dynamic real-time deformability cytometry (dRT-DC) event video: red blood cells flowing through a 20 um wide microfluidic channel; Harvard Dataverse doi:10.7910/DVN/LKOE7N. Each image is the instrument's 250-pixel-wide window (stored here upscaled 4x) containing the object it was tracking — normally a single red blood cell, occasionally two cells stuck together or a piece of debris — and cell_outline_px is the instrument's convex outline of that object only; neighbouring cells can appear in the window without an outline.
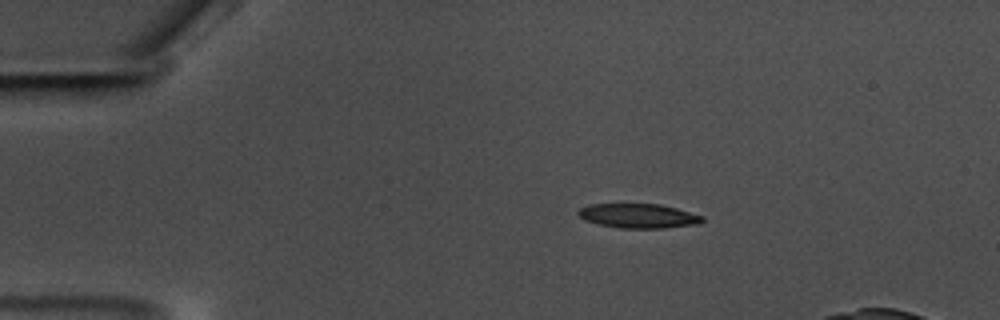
{"species": "common noctule bat (a hibernating species)", "species_latin": "Nyctalus noctula", "temperature_condition": "warm", "stored_images_in_passage": 54, "camera_frame_rate_fps": 3000, "um_per_image_px": 0.085, "animal": {"sex": "male", "body_mass_g": 17.5, "forearm_length_mm": 52.3}, "frame": {"image": 1, "passage_image": 11, "time_ms": 3.333, "image_size_px": [1000, 320], "cell_outline_px": [[704, 220], [700, 224], [664, 228], [620, 228], [600, 224], [584, 220], [576, 212], [580, 208], [588, 204], [660, 204], [676, 208], [704, 216]], "centroid_in_image_um": [54.28, 18.35], "position_along_channel_um": 30.7, "area_um2": 17.69}}
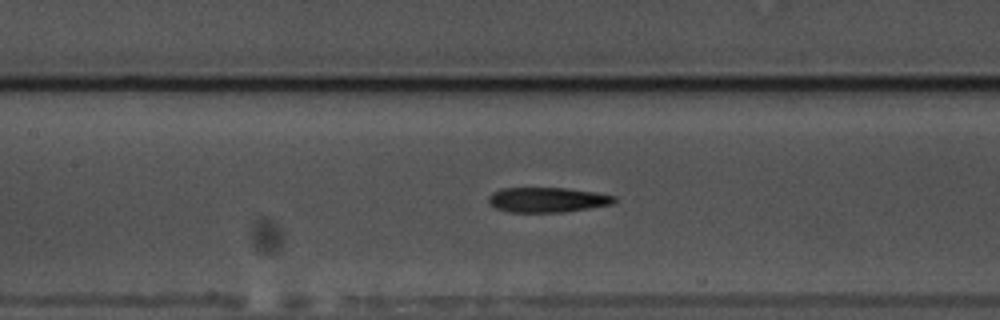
{"frame": {"image": 2, "passage_image": 27, "time_ms": 8.667, "image_size_px": [1000, 320], "cell_outline_px": [[616, 200], [612, 204], [564, 212], [508, 212], [492, 208], [488, 204], [488, 196], [492, 192], [500, 188], [568, 188], [596, 192], [616, 196]], "centroid_in_image_um": [46.46, 16.98], "position_along_channel_um": 160.9, "area_um2": 18.55}}
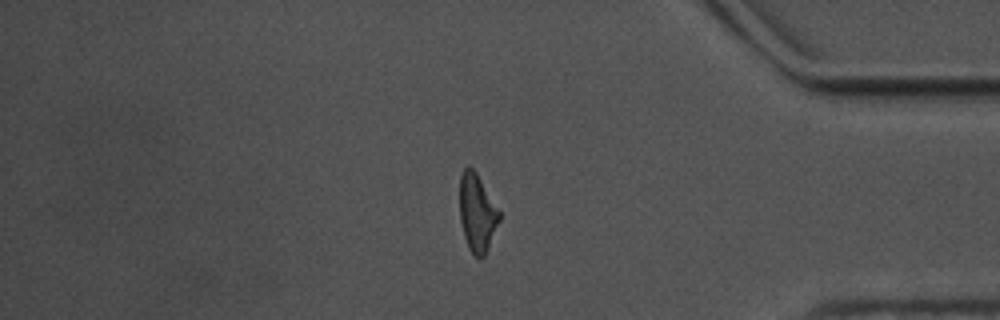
{"frame": {"image": 3, "passage_image": 49, "time_ms": 16.0, "image_size_px": [1000, 320], "cell_outline_px": [[500, 220], [488, 248], [484, 256], [476, 256], [468, 248], [464, 236], [460, 220], [460, 176], [464, 168], [472, 168], [476, 172], [500, 212]], "centroid_in_image_um": [40.55, 18.1], "position_along_channel_um": 394.7, "area_um2": 17.63}}